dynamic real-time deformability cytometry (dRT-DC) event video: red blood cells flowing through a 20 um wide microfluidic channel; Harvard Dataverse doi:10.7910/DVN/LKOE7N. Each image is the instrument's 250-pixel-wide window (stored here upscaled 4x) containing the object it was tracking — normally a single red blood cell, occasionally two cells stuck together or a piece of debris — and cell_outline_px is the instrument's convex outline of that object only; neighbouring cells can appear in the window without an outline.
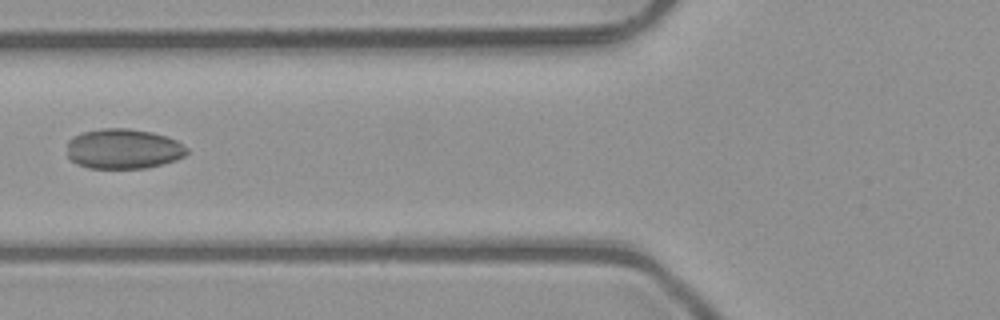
{"species": "common noctule bat (a hibernating species)", "species_latin": "Nyctalus noctula", "temperature_condition": "room temperature", "stored_images_in_passage": 7, "camera_frame_rate_fps": 3000, "um_per_image_px": 0.085, "animal": {"sex": "male", "body_mass_g": 23.1, "forearm_length_mm": 52.7}, "frame": {"image": 1, "passage_image": 6, "time_ms": 1.667, "image_size_px": [1000, 320], "cell_outline_px": [[188, 152], [184, 156], [176, 160], [144, 168], [88, 168], [76, 164], [68, 156], [68, 140], [72, 136], [84, 132], [104, 128], [128, 128], [152, 132], [176, 140], [188, 148]], "centroid_in_image_um": [10.47, 12.65], "position_along_channel_um": 115.3, "area_um2": 27.92}}
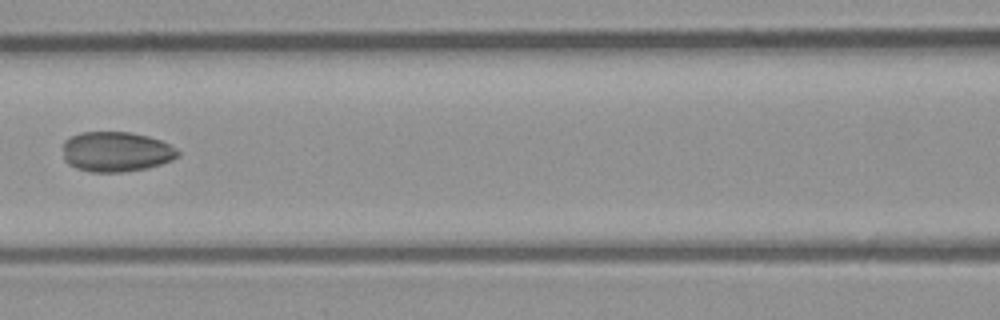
{"frame": {"image": 2, "passage_image": 7, "time_ms": 2.0, "image_size_px": [1000, 320], "cell_outline_px": [[180, 156], [172, 160], [148, 168], [120, 172], [88, 172], [76, 168], [68, 164], [64, 160], [64, 140], [80, 132], [128, 132], [148, 136], [160, 140], [176, 148], [180, 152]], "centroid_in_image_um": [9.87, 12.9], "position_along_channel_um": 156.7, "area_um2": 26.93}}